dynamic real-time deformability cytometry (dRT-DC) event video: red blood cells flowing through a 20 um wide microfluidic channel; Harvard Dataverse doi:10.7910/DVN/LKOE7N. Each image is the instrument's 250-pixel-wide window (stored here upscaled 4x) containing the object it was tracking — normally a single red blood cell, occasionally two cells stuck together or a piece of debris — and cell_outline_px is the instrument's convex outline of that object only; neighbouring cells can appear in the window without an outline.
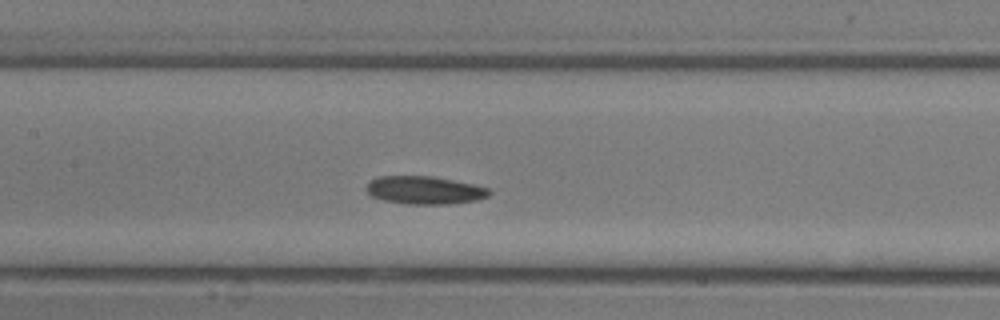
{"species": "common noctule bat (a hibernating species)", "species_latin": "Nyctalus noctula", "temperature_condition": "room temperature", "stored_images_in_passage": 14, "camera_frame_rate_fps": 3000, "um_per_image_px": 0.085, "animal": {"sex": "male", "body_mass_g": 13.3}, "frame": {"image": 1, "passage_image": 8, "time_ms": 2.333, "image_size_px": [1000, 320], "cell_outline_px": [[492, 192], [488, 196], [476, 200], [448, 204], [408, 204], [384, 200], [372, 196], [368, 192], [368, 180], [380, 176], [432, 176], [472, 184], [488, 188]], "centroid_in_image_um": [36.09, 16.16], "position_along_channel_um": 171.3, "area_um2": 19.83}}
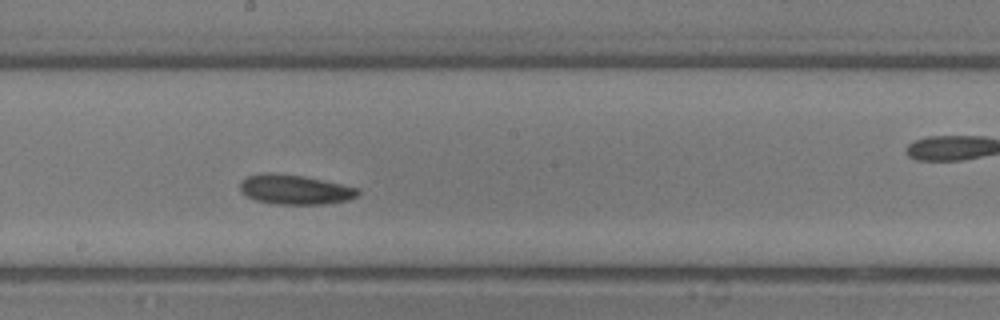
{"frame": {"image": 2, "passage_image": 10, "time_ms": 3.0, "image_size_px": [1000, 320], "cell_outline_px": [[360, 192], [356, 196], [348, 200], [324, 204], [276, 204], [256, 200], [240, 192], [240, 180], [244, 176], [264, 172], [304, 176], [360, 188]], "centroid_in_image_um": [25.04, 16.1], "position_along_channel_um": 223.2, "area_um2": 20.46}}
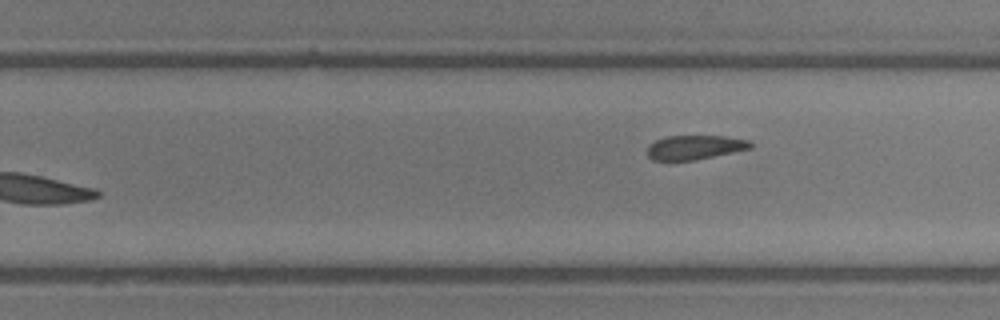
{"frame": {"image": 3, "passage_image": 14, "time_ms": 4.333, "image_size_px": [1000, 320], "cell_outline_px": [[752, 148], [696, 160], [652, 160], [648, 156], [648, 144], [664, 136], [724, 136], [752, 140]], "centroid_in_image_um": [59.07, 12.51], "position_along_channel_um": 270.7, "area_um2": 14.68}}